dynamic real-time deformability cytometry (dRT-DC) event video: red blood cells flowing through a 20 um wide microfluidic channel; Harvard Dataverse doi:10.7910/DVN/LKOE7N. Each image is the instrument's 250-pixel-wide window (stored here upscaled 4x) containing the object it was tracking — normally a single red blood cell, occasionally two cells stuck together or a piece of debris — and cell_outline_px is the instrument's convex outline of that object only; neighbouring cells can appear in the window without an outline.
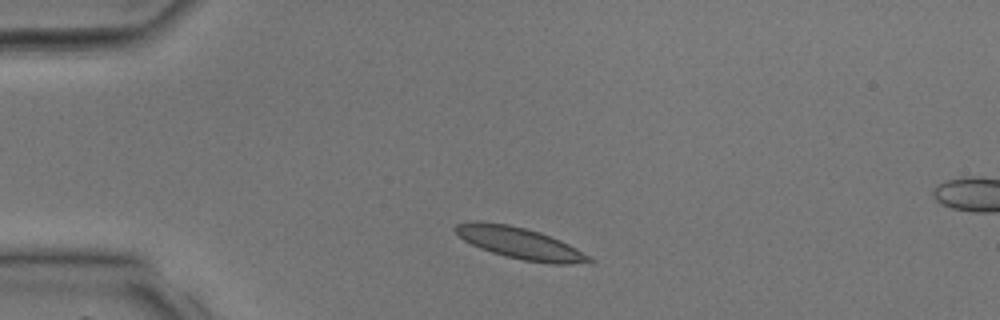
{"species": "common noctule bat (a hibernating species)", "species_latin": "Nyctalus noctula", "temperature_condition": "room temperature", "stored_images_in_passage": 31, "camera_frame_rate_fps": 3000, "um_per_image_px": 0.085, "animal": {"sex": "male", "body_mass_g": 17.9, "forearm_length_mm": 54.2}, "frame": {"image": 1, "passage_image": 1, "time_ms": 0.0, "image_size_px": [1000, 320], "cell_outline_px": [[596, 260], [592, 264], [552, 264], [524, 260], [492, 252], [480, 248], [464, 240], [452, 228], [456, 224], [472, 220], [476, 220], [508, 224], [540, 232], [560, 240], [576, 248]], "centroid_in_image_um": [44.22, 20.67], "position_along_channel_um": 40.8, "area_um2": 24.62}}
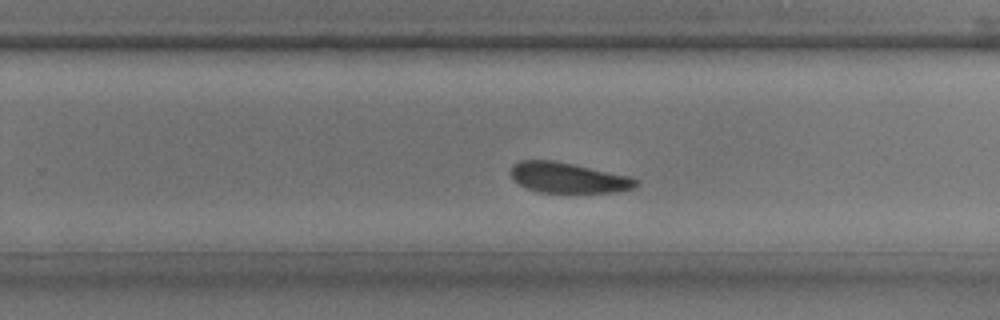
{"frame": {"image": 2, "passage_image": 17, "time_ms": 5.333, "image_size_px": [1000, 320], "cell_outline_px": [[636, 188], [620, 192], [540, 192], [528, 188], [512, 180], [512, 168], [520, 160], [552, 160], [572, 164], [628, 176], [636, 180]], "centroid_in_image_um": [48.29, 15.12], "position_along_channel_um": 281.5, "area_um2": 21.73}}
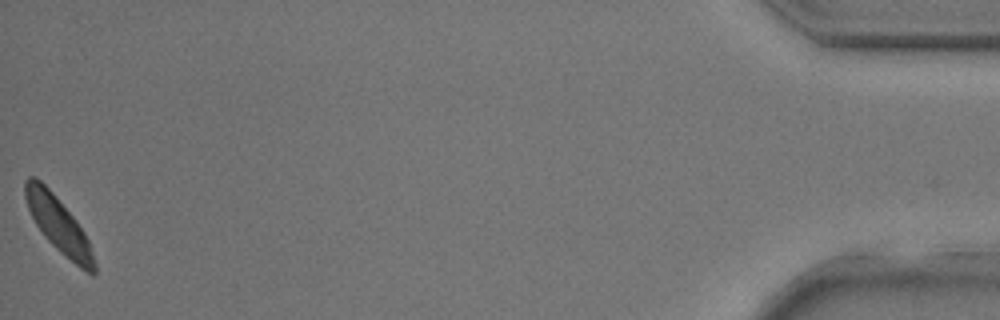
{"frame": {"image": 3, "passage_image": 31, "time_ms": 10.0, "image_size_px": [1000, 320], "cell_outline_px": [[96, 272], [92, 276], [80, 268], [60, 252], [44, 236], [36, 224], [28, 208], [24, 196], [24, 180], [28, 176], [36, 176], [52, 192], [76, 220], [84, 232], [88, 240], [96, 264]], "centroid_in_image_um": [4.97, 19.1], "position_along_channel_um": 430.2, "area_um2": 22.14}}